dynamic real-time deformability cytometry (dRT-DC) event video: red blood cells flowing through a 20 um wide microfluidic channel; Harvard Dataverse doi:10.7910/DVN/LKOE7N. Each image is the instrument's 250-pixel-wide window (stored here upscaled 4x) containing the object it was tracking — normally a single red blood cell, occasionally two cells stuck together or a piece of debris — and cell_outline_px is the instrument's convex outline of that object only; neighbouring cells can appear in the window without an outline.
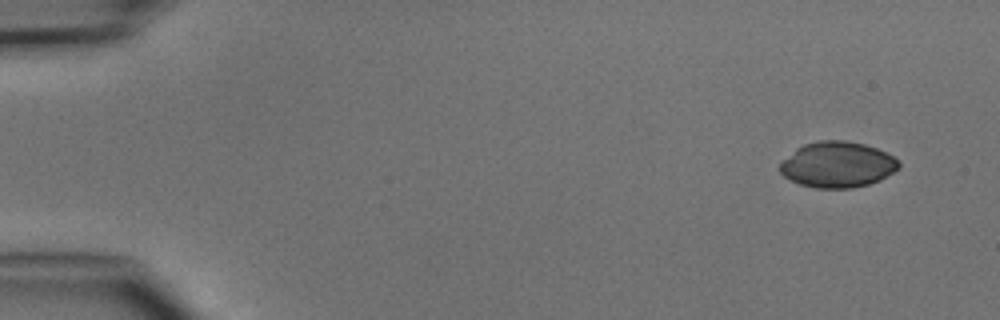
{"species": "common noctule bat (a hibernating species)", "species_latin": "Nyctalus noctula", "temperature_condition": "cold", "stored_images_in_passage": 4, "camera_frame_rate_fps": 3000, "um_per_image_px": 0.085, "animal": {"sex": "male", "body_mass_g": 15.6}, "frame": {"image": 1, "passage_image": 1, "time_ms": 0.0, "image_size_px": [1000, 320], "cell_outline_px": [[900, 168], [880, 180], [868, 184], [852, 188], [816, 188], [800, 184], [784, 176], [780, 172], [780, 164], [796, 148], [804, 144], [820, 140], [844, 140], [864, 144], [876, 148], [892, 156], [900, 164]], "centroid_in_image_um": [71.19, 13.99], "position_along_channel_um": 13.8, "area_um2": 31.5}}